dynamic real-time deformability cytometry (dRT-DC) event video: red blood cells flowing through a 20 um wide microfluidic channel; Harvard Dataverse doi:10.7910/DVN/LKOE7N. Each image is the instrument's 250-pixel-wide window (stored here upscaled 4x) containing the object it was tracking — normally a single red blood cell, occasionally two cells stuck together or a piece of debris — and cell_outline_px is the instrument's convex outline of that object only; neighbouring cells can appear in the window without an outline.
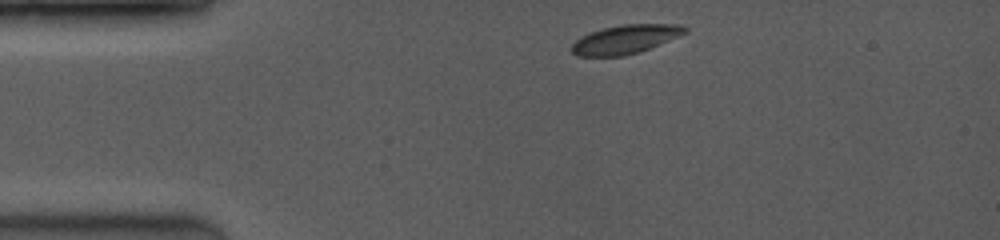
{"species": "common noctule bat (a hibernating species)", "species_latin": "Nyctalus noctula", "temperature_condition": "room temperature", "stored_images_in_passage": 4, "camera_frame_rate_fps": 3500, "um_per_image_px": 0.085, "animal": {"sex": "female", "body_mass_g": 19.0, "forearm_length_mm": 53.3}, "frame": {"image": 1, "passage_image": 1, "time_ms": 0.0, "image_size_px": [1000, 240], "cell_outline_px": [[688, 32], [680, 36], [640, 52], [624, 56], [576, 56], [572, 52], [572, 44], [580, 36], [604, 28], [624, 24], [676, 24], [688, 28]], "centroid_in_image_um": [53.17, 3.35], "position_along_channel_um": 31.8, "area_um2": 19.02}}